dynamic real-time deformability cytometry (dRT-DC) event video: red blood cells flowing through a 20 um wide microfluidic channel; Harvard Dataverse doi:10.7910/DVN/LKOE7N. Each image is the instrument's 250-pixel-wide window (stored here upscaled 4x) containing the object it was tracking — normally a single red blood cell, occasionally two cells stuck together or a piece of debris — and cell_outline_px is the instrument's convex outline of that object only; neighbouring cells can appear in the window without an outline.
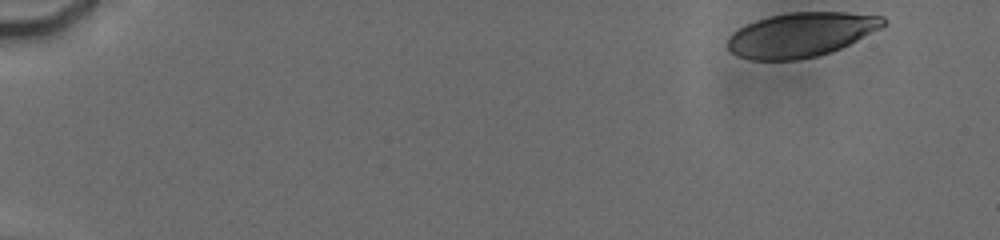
{"species": "human", "species_latin": "Homo sapiens", "temperature_condition": "cold", "stored_images_in_passage": 40, "camera_frame_rate_fps": 3000, "um_per_image_px": 0.085, "donor": {"sex": "male"}, "frame": {"image": 1, "passage_image": 1, "time_ms": 0.0, "image_size_px": [1000, 240], "cell_outline_px": [[888, 24], [840, 48], [816, 56], [796, 60], [752, 60], [736, 56], [728, 48], [728, 36], [732, 32], [756, 20], [768, 16], [788, 12], [844, 12], [884, 16]], "centroid_in_image_um": [68.06, 2.94], "position_along_channel_um": 16.9, "area_um2": 40.11}}
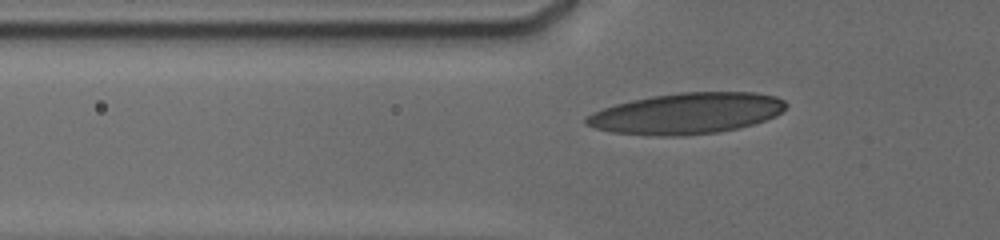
{"frame": {"image": 2, "passage_image": 33, "time_ms": 5.333, "image_size_px": [1000, 240], "cell_outline_px": [[788, 104], [776, 116], [752, 124], [736, 128], [716, 132], [684, 136], [648, 136], [612, 132], [596, 128], [584, 124], [584, 120], [592, 112], [616, 104], [632, 100], [652, 96], [680, 92], [756, 92], [776, 96], [784, 100]], "centroid_in_image_um": [58.36, 9.64], "position_along_channel_um": 67.4, "area_um2": 47.74}}
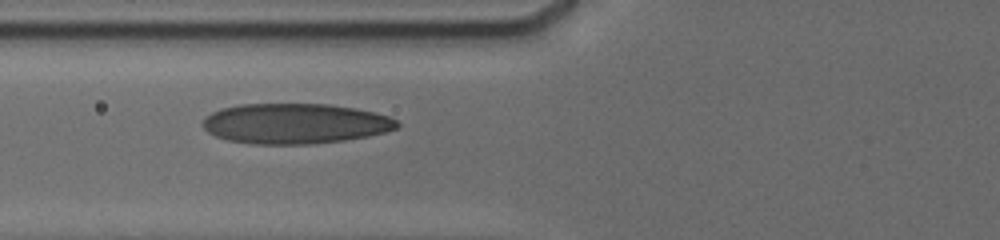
{"frame": {"image": 3, "passage_image": 39, "time_ms": 6.333, "image_size_px": [1000, 240], "cell_outline_px": [[400, 124], [396, 128], [384, 132], [368, 136], [344, 140], [308, 144], [252, 144], [228, 140], [216, 136], [208, 132], [200, 124], [204, 116], [220, 108], [240, 104], [328, 104], [356, 108], [392, 116]], "centroid_in_image_um": [25.05, 10.49], "position_along_channel_um": 100.7, "area_um2": 45.89}}